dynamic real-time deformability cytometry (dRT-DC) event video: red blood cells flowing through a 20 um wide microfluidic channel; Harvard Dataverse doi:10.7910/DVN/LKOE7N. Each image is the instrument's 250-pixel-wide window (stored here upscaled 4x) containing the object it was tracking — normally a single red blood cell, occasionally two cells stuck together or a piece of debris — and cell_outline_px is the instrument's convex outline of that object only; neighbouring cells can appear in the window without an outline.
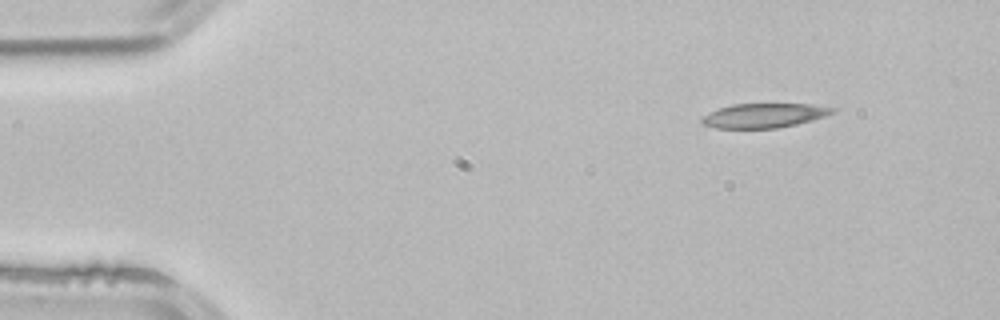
{"species": "common noctule bat (a hibernating species)", "species_latin": "Nyctalus noctula", "temperature_condition": "room temperature", "stored_images_in_passage": 10, "camera_frame_rate_fps": 3000, "um_per_image_px": 0.085, "animal": {"sex": "male", "body_mass_g": 21.5, "forearm_length_mm": 52.0}, "frame": {"image": 1, "passage_image": 1, "time_ms": 0.0, "image_size_px": [1000, 320], "cell_outline_px": [[836, 112], [812, 120], [796, 124], [776, 128], [716, 128], [700, 124], [700, 120], [704, 116], [720, 108], [736, 104], [808, 104], [836, 108]], "centroid_in_image_um": [64.95, 9.82], "position_along_channel_um": 20.0, "area_um2": 18.32}}